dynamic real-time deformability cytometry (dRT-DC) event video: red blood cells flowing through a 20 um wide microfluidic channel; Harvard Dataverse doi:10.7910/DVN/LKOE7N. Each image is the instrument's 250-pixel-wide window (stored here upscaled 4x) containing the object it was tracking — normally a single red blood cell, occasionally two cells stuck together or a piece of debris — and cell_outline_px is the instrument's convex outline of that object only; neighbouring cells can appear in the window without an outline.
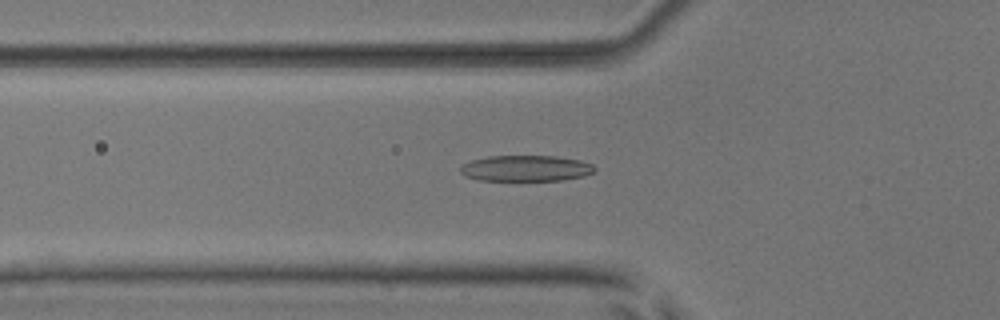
{"species": "common noctule bat (a hibernating species)", "species_latin": "Nyctalus noctula", "temperature_condition": "room temperature", "stored_images_in_passage": 43, "camera_frame_rate_fps": 3000, "um_per_image_px": 0.085, "animal": {"sex": "male", "body_mass_g": 17.9, "forearm_length_mm": 54.2}, "frame": {"image": 1, "passage_image": 9, "time_ms": 2.667, "image_size_px": [1000, 320], "cell_outline_px": [[596, 172], [584, 176], [560, 180], [480, 180], [464, 176], [460, 172], [460, 168], [464, 164], [472, 160], [488, 156], [556, 156], [580, 160], [592, 164], [596, 168]], "centroid_in_image_um": [44.72, 14.3], "position_along_channel_um": 81.1, "area_um2": 20.29}}
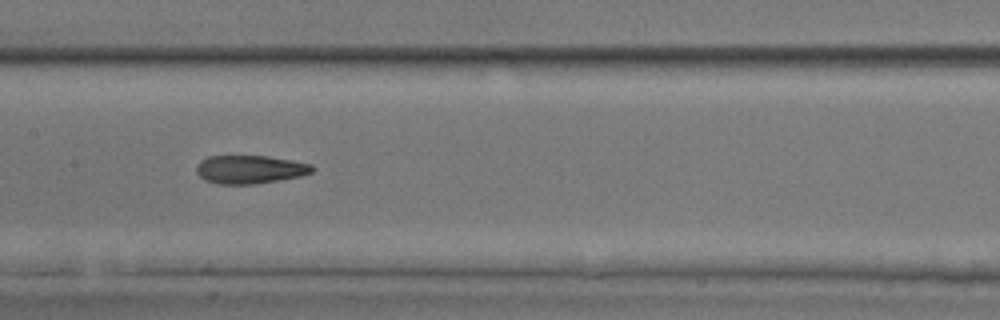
{"frame": {"image": 2, "passage_image": 17, "time_ms": 5.333, "image_size_px": [1000, 320], "cell_outline_px": [[316, 168], [312, 172], [300, 176], [252, 184], [216, 184], [204, 180], [196, 172], [196, 164], [200, 160], [208, 156], [268, 156], [292, 160], [312, 164]], "centroid_in_image_um": [21.22, 14.39], "position_along_channel_um": 186.2, "area_um2": 19.19}}
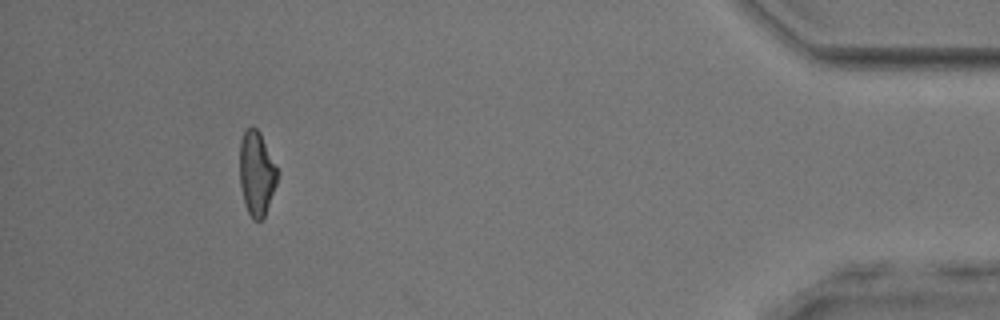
{"frame": {"image": 3, "passage_image": 39, "time_ms": 12.667, "image_size_px": [1000, 320], "cell_outline_px": [[280, 172], [264, 220], [252, 220], [244, 204], [240, 184], [240, 140], [244, 132], [252, 124], [260, 132]], "centroid_in_image_um": [21.83, 14.75], "position_along_channel_um": 413.4, "area_um2": 18.9}, "authors_computed_cell_mechanics": {"area_um2": 19.5942, "velocity_mm_per_s": 3.9224, "shape_relaxation_time_tau1_ms": 5.7891, "shape_relaxation_time_tau2_ms": 2.2586, "deformation_change_tau1": 0.1861, "deformation_change_tau2": 0.1067}}